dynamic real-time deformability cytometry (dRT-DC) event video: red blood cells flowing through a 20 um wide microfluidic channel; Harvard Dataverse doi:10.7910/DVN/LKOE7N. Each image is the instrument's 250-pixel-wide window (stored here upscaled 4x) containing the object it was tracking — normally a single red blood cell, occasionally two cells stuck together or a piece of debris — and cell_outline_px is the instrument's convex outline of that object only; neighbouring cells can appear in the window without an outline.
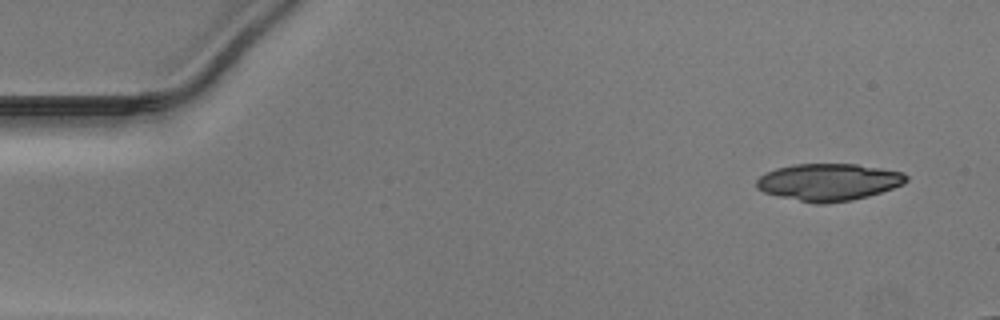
{"species": "Egyptian fruit bat (a non-hibernating species)", "species_latin": "Rousettus aegyptiacus", "temperature_condition": "warm", "stored_images_in_passage": 13, "camera_frame_rate_fps": 3000, "um_per_image_px": 0.085, "animal": {"sex": "male"}, "frame": {"image": 1, "passage_image": 1, "time_ms": 0.0, "image_size_px": [1000, 320], "cell_outline_px": [[908, 180], [904, 184], [868, 196], [852, 200], [824, 204], [816, 204], [780, 196], [764, 192], [756, 188], [756, 180], [760, 176], [776, 168], [792, 164], [856, 164], [904, 172], [908, 176]], "centroid_in_image_um": [70.45, 15.47], "position_along_channel_um": 14.6, "area_um2": 32.31}}